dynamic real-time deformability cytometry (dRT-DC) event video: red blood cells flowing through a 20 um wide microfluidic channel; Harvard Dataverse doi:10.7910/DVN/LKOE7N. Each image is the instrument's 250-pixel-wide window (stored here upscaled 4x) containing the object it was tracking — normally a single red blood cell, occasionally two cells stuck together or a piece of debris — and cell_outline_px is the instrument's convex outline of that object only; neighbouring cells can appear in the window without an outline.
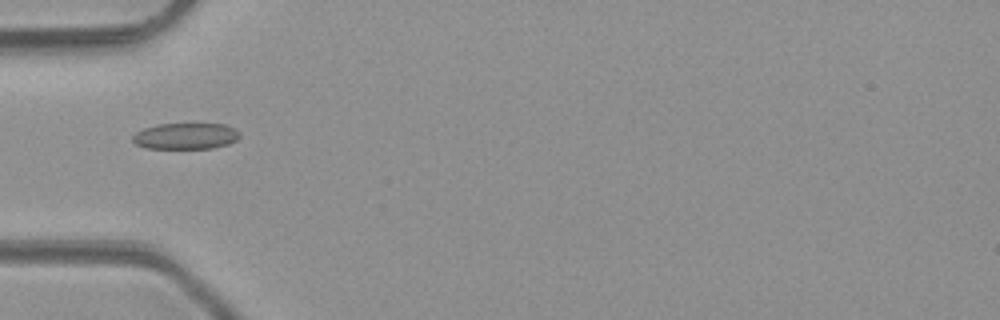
{"species": "common noctule bat (a hibernating species)", "species_latin": "Nyctalus noctula", "temperature_condition": "room temperature", "stored_images_in_passage": 2, "camera_frame_rate_fps": 3000, "um_per_image_px": 0.085, "animal": {"sex": "male", "body_mass_g": 23.1, "forearm_length_mm": 52.7}, "frame": {"image": 1, "passage_image": 2, "time_ms": 1.0, "image_size_px": [1000, 320], "cell_outline_px": [[240, 136], [236, 140], [228, 144], [212, 148], [144, 148], [136, 144], [132, 140], [132, 136], [136, 132], [144, 128], [156, 124], [224, 124], [236, 128], [240, 132]], "centroid_in_image_um": [15.79, 11.56], "position_along_channel_um": 69.2, "area_um2": 16.42}}